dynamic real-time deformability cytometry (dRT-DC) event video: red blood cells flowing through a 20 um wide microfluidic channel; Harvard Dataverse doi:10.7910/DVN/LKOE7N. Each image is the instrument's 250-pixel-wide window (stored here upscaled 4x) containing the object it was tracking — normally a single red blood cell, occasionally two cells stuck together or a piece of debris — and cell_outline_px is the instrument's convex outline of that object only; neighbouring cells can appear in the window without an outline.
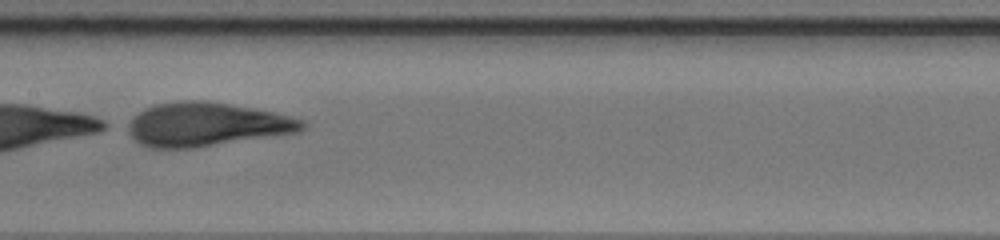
{"species": "human", "species_latin": "Homo sapiens", "temperature_condition": "warm", "stored_images_in_passage": 20, "camera_frame_rate_fps": 3000, "um_per_image_px": 0.085, "donor": {"sex": "male"}, "frame": {"image": 1, "passage_image": 15, "time_ms": 4.667, "image_size_px": [1000, 240], "cell_outline_px": [[308, 128], [300, 132], [196, 148], [152, 148], [140, 144], [128, 132], [124, 124], [144, 108], [156, 104], [180, 100], [204, 100], [228, 104], [272, 112], [304, 120], [308, 124]], "centroid_in_image_um": [17.54, 10.58], "position_along_channel_um": 189.9, "area_um2": 44.74}}